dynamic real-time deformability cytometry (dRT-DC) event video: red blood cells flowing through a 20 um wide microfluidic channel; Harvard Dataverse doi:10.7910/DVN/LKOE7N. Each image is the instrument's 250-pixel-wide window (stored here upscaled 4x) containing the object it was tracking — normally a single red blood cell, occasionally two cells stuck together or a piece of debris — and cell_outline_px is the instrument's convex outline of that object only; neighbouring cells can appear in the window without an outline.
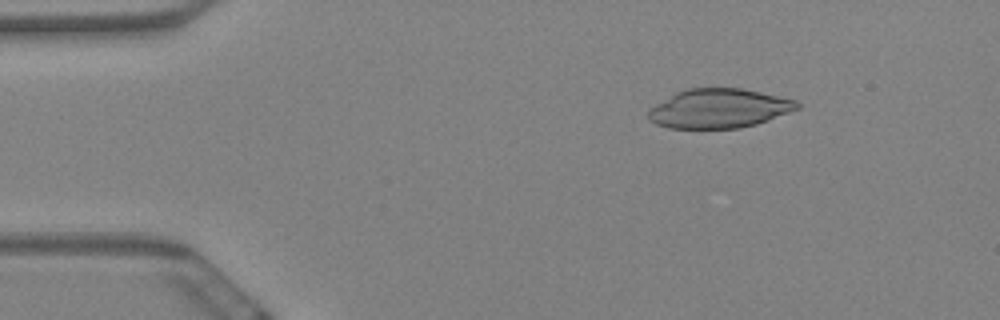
{"species": "Egyptian fruit bat (a non-hibernating species)", "species_latin": "Rousettus aegyptiacus", "temperature_condition": "warm", "stored_images_in_passage": 58, "camera_frame_rate_fps": 3000, "um_per_image_px": 0.085, "animal": {"sex": "female"}, "frame": {"image": 1, "passage_image": 8, "time_ms": 2.333, "image_size_px": [1000, 320], "cell_outline_px": [[804, 104], [800, 108], [768, 120], [756, 124], [740, 128], [668, 128], [656, 124], [648, 120], [648, 112], [656, 104], [676, 92], [688, 88], [744, 88], [796, 100]], "centroid_in_image_um": [61.15, 9.21], "position_along_channel_um": 23.9, "area_um2": 34.1}}